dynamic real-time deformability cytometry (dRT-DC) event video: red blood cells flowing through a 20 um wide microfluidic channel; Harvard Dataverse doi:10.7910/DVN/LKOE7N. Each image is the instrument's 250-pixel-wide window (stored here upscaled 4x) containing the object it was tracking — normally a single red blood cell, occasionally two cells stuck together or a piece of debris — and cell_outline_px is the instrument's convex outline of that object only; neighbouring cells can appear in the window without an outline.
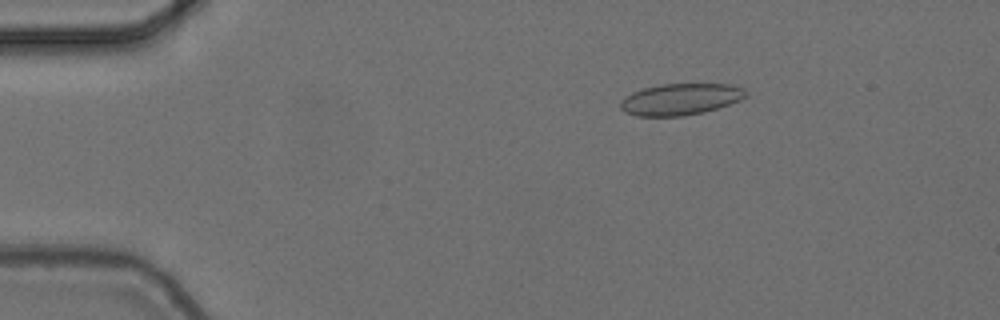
{"species": "common noctule bat (a hibernating species)", "species_latin": "Nyctalus noctula", "temperature_condition": "cold", "stored_images_in_passage": 4, "camera_frame_rate_fps": 3000, "um_per_image_px": 0.085, "animal": {"sex": "female", "body_mass_g": 24.6, "forearm_length_mm": 56.2}, "frame": {"image": 1, "passage_image": 3, "time_ms": 0.667, "image_size_px": [1000, 320], "cell_outline_px": [[748, 96], [740, 100], [704, 112], [684, 116], [636, 116], [624, 112], [620, 108], [620, 104], [632, 92], [644, 88], [660, 84], [732, 84], [744, 88], [748, 92]], "centroid_in_image_um": [57.88, 8.43], "position_along_channel_um": 27.1, "area_um2": 23.0}}